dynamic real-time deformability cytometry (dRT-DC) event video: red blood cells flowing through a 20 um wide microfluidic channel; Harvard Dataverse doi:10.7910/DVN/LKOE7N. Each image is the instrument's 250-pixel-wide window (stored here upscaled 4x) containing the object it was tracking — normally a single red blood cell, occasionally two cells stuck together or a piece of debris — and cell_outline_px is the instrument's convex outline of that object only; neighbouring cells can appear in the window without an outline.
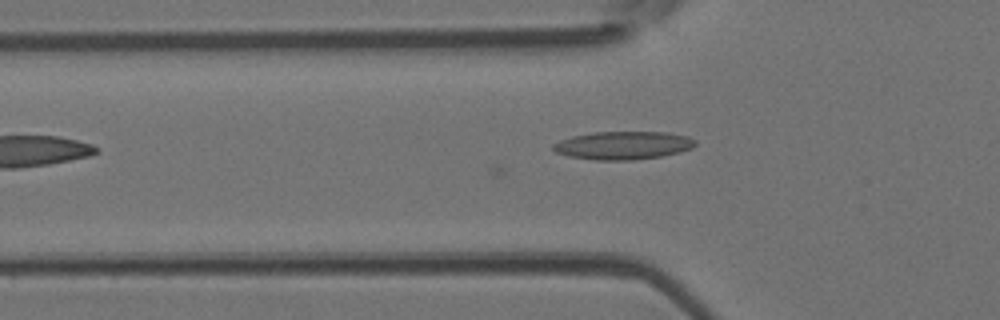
{"species": "Egyptian fruit bat (a non-hibernating species)", "species_latin": "Rousettus aegyptiacus", "temperature_condition": "room temperature", "stored_images_in_passage": 25, "camera_frame_rate_fps": 3000, "um_per_image_px": 0.085, "animal": {"sex": "female"}, "frame": {"image": 1, "passage_image": 25, "time_ms": 8.0, "image_size_px": [1000, 320], "cell_outline_px": [[696, 144], [692, 148], [680, 152], [660, 156], [632, 160], [596, 160], [568, 156], [556, 152], [552, 148], [552, 144], [560, 140], [572, 136], [592, 132], [668, 132], [688, 136], [696, 140]], "centroid_in_image_um": [52.97, 12.35], "position_along_channel_um": 72.8, "area_um2": 23.35}}